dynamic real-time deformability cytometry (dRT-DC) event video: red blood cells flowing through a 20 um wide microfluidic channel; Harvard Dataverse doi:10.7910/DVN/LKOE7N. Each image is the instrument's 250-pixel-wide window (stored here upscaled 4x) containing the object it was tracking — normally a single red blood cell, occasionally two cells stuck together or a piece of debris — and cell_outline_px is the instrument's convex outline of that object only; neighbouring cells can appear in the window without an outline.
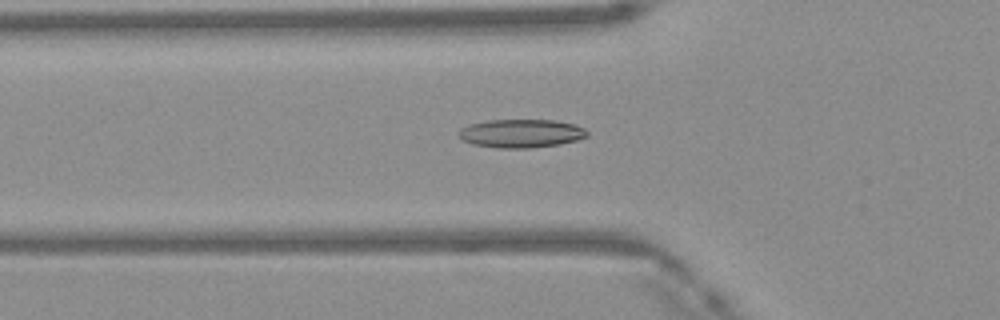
{"species": "Egyptian fruit bat (a non-hibernating species)", "species_latin": "Rousettus aegyptiacus", "temperature_condition": "warm", "stored_images_in_passage": 36, "segment_of_instrument_passage": [1, 2], "camera_frame_rate_fps": 3000, "um_per_image_px": 0.085, "frame": {"image": 1, "passage_image": 3, "time_ms": 0.667, "image_size_px": [1000, 320], "cell_outline_px": [[588, 136], [576, 140], [560, 144], [532, 148], [496, 148], [472, 144], [464, 140], [460, 136], [460, 128], [468, 124], [488, 120], [556, 120], [576, 124], [584, 128], [588, 132]], "centroid_in_image_um": [44.32, 11.34], "position_along_channel_um": 81.5, "area_um2": 21.39}}
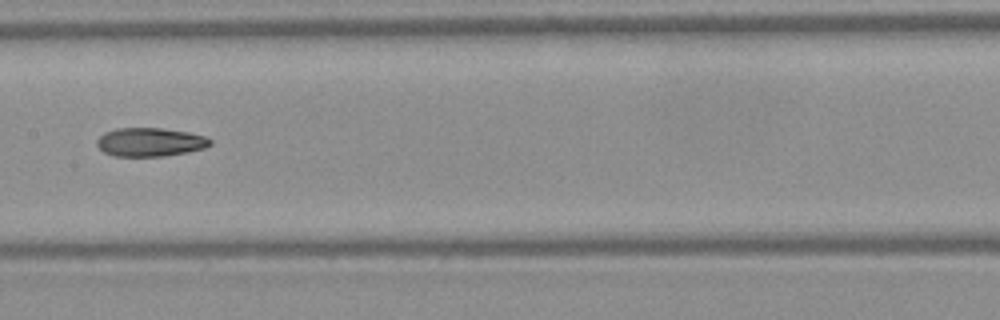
{"frame": {"image": 2, "passage_image": 11, "time_ms": 3.333, "image_size_px": [1000, 320], "cell_outline_px": [[212, 144], [204, 148], [188, 152], [164, 156], [112, 156], [104, 152], [96, 144], [96, 140], [104, 132], [116, 128], [160, 128], [188, 132], [204, 136], [212, 140]], "centroid_in_image_um": [12.74, 12.08], "position_along_channel_um": 194.7, "area_um2": 18.96}}
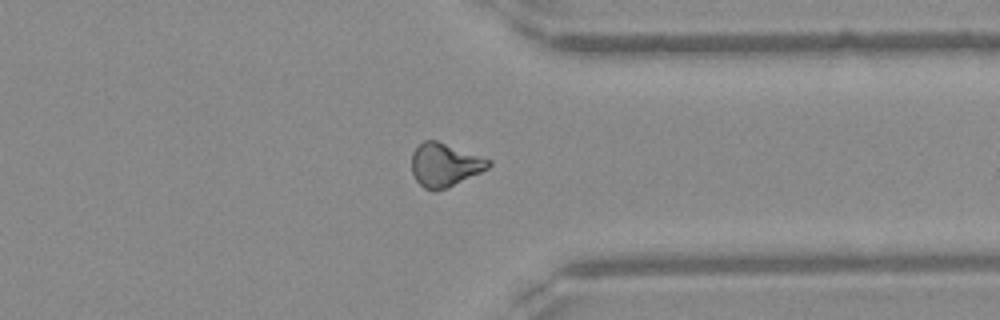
{"frame": {"image": 3, "passage_image": 24, "time_ms": 7.667, "image_size_px": [1000, 320], "cell_outline_px": [[492, 164], [488, 168], [448, 188], [432, 192], [424, 188], [416, 180], [412, 172], [412, 152], [424, 140], [436, 140], [492, 160]], "centroid_in_image_um": [37.8, 14.03], "position_along_channel_um": 373.6, "area_um2": 19.42}}